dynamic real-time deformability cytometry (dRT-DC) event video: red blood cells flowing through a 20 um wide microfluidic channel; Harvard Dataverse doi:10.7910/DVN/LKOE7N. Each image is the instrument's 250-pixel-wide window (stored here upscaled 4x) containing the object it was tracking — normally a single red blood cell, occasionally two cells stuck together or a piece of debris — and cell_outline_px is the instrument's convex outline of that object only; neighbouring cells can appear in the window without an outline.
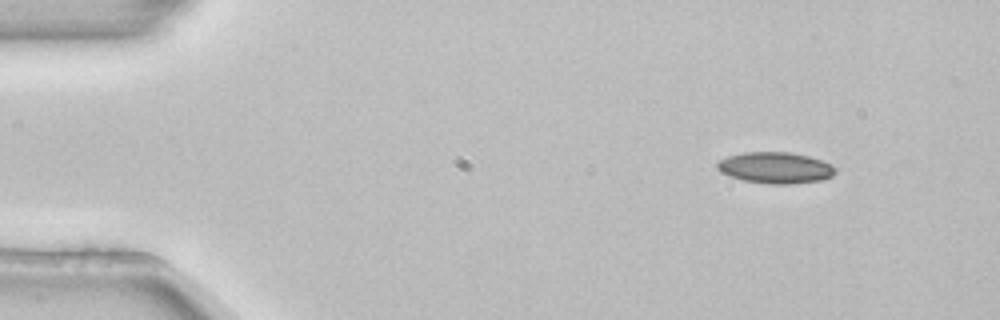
{"species": "common noctule bat (a hibernating species)", "species_latin": "Nyctalus noctula", "temperature_condition": "room temperature", "stored_images_in_passage": 4, "camera_frame_rate_fps": 3000, "um_per_image_px": 0.085, "animal": {"sex": "female", "body_mass_g": 22.7, "forearm_length_mm": 54.2}, "frame": {"image": 1, "passage_image": 1, "time_ms": 0.0, "image_size_px": [1000, 320], "cell_outline_px": [[836, 172], [832, 176], [820, 180], [788, 184], [768, 184], [744, 180], [728, 176], [720, 172], [716, 168], [716, 164], [720, 160], [728, 156], [744, 152], [788, 152], [808, 156], [820, 160], [836, 168]], "centroid_in_image_um": [65.86, 14.26], "position_along_channel_um": 19.1, "area_um2": 21.39}}
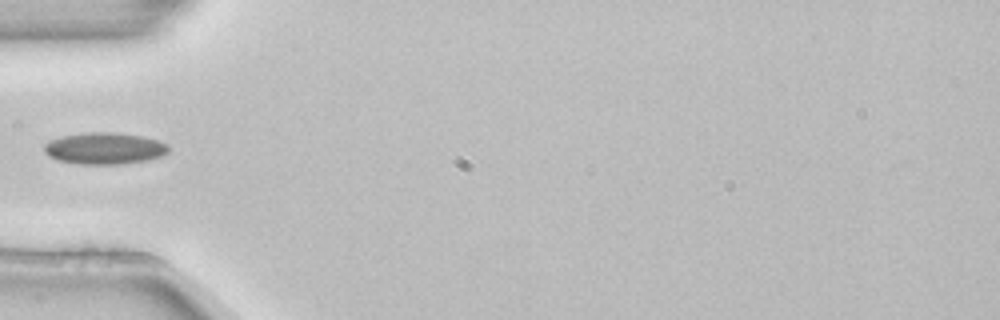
{"frame": {"image": 2, "passage_image": 4, "time_ms": 1.0, "image_size_px": [1000, 320], "cell_outline_px": [[168, 152], [164, 156], [124, 164], [80, 164], [56, 160], [48, 156], [44, 152], [44, 144], [52, 140], [64, 136], [88, 132], [116, 132], [144, 136], [168, 144]], "centroid_in_image_um": [8.89, 12.61], "position_along_channel_um": 76.1, "area_um2": 23.0}}